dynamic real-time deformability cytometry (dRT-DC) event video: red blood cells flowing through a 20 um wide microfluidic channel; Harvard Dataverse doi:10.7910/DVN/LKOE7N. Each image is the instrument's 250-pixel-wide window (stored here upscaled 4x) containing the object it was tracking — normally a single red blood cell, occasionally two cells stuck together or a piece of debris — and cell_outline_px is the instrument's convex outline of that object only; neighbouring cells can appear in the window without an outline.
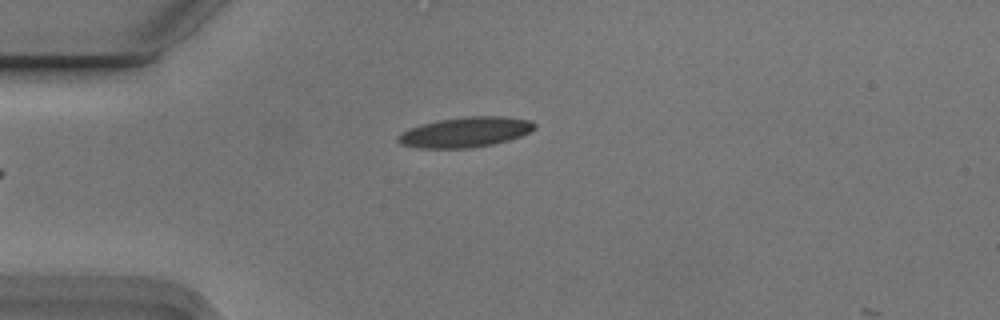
{"species": "Egyptian fruit bat (a non-hibernating species)", "species_latin": "Rousettus aegyptiacus", "temperature_condition": "cold", "stored_images_in_passage": 3, "camera_frame_rate_fps": 3000, "um_per_image_px": 0.085, "animal": {"sex": "male"}, "frame": {"image": 1, "passage_image": 3, "time_ms": 0.667, "image_size_px": [1000, 320], "cell_outline_px": [[536, 128], [520, 136], [508, 140], [492, 144], [468, 148], [420, 148], [400, 144], [396, 140], [396, 136], [400, 132], [424, 124], [440, 120], [468, 116], [500, 116], [532, 120], [536, 124]], "centroid_in_image_um": [39.56, 11.23], "position_along_channel_um": 45.4, "area_um2": 23.81}}